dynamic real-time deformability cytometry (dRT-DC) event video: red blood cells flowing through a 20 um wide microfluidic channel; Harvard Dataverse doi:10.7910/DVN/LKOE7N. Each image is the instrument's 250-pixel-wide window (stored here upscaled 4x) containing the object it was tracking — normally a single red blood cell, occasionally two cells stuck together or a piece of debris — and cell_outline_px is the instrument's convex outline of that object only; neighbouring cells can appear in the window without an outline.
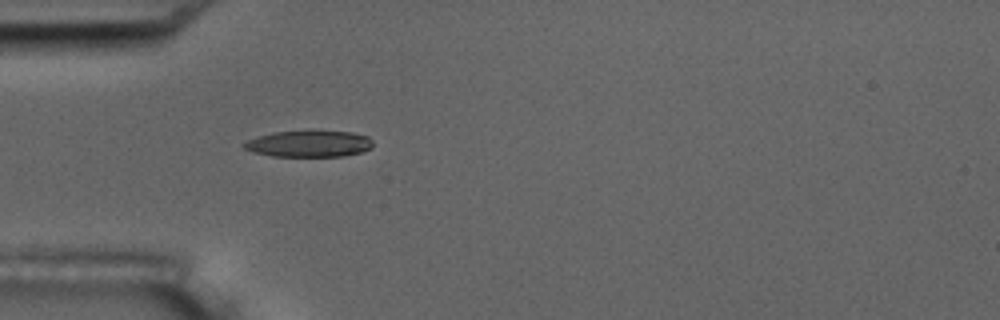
{"species": "common noctule bat (a hibernating species)", "species_latin": "Nyctalus noctula", "temperature_condition": "room temperature", "stored_images_in_passage": 1, "camera_frame_rate_fps": 3000, "um_per_image_px": 0.085, "animal": {"sex": "male", "body_mass_g": 17.5, "forearm_length_mm": 52.3}, "frame": {"image": 1, "passage_image": 1, "time_ms": 0.0, "image_size_px": [1000, 320], "cell_outline_px": [[372, 148], [360, 152], [344, 156], [272, 156], [252, 152], [244, 148], [240, 144], [248, 140], [272, 132], [308, 128], [312, 128], [352, 132], [368, 136], [372, 140]], "centroid_in_image_um": [26.27, 12.17], "position_along_channel_um": 58.7, "area_um2": 20.75}}